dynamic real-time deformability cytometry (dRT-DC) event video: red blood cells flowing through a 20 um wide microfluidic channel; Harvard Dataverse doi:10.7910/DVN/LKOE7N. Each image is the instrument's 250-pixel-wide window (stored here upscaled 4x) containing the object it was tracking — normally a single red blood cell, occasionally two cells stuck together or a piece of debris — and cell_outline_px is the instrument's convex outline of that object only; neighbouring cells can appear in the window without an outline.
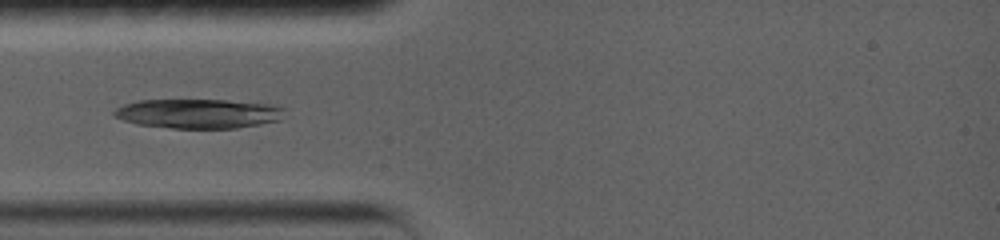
{"species": "common noctule bat (a hibernating species)", "species_latin": "Nyctalus noctula", "temperature_condition": "warm", "stored_images_in_passage": 3, "camera_frame_rate_fps": 5000, "um_per_image_px": 0.085, "animal": {"sex": "female", "body_mass_g": 19.0, "forearm_length_mm": 56.7}, "frame": {"image": 1, "passage_image": 3, "time_ms": 1.0, "image_size_px": [1000, 240], "cell_outline_px": [[284, 108], [280, 120], [260, 124], [236, 128], [172, 128], [136, 124], [112, 116], [112, 112], [116, 108], [124, 104], [140, 100], [228, 100], [268, 104]], "centroid_in_image_um": [16.82, 9.65], "position_along_channel_um": 68.2, "area_um2": 29.13}}